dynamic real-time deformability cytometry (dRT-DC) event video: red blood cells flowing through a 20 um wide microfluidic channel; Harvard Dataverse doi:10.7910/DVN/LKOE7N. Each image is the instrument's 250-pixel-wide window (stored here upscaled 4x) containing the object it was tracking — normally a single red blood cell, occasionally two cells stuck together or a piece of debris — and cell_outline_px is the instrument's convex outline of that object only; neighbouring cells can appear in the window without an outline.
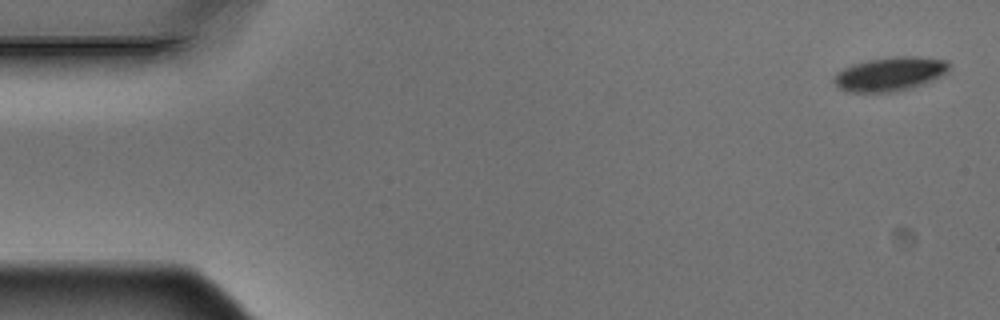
{"species": "Egyptian fruit bat (a non-hibernating species)", "species_latin": "Rousettus aegyptiacus", "temperature_condition": "warm", "stored_images_in_passage": 3, "camera_frame_rate_fps": 3000, "um_per_image_px": 0.085, "animal": {"sex": "male"}, "frame": {"image": 1, "passage_image": 1, "time_ms": 0.0, "image_size_px": [1000, 320], "cell_outline_px": [[948, 72], [932, 80], [912, 88], [892, 92], [844, 92], [836, 88], [832, 80], [836, 72], [852, 64], [868, 60], [892, 56], [916, 56], [944, 60], [948, 64]], "centroid_in_image_um": [75.57, 6.3], "position_along_channel_um": 9.4, "area_um2": 22.95}}